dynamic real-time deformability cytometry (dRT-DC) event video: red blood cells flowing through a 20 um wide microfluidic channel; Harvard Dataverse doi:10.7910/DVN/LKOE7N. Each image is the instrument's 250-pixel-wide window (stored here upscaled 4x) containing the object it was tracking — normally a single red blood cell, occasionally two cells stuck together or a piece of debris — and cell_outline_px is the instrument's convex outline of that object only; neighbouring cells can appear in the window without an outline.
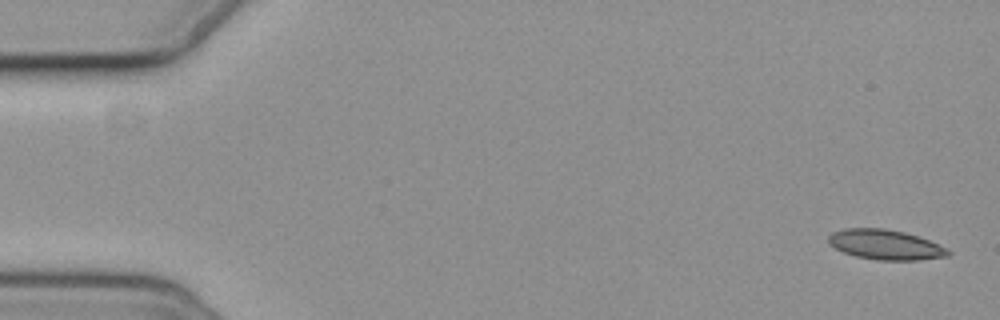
{"species": "common noctule bat (a hibernating species)", "species_latin": "Nyctalus noctula", "temperature_condition": "cold", "stored_images_in_passage": 6, "camera_frame_rate_fps": 3000, "um_per_image_px": 0.085, "animal": {"sex": "female", "body_mass_g": 19.3, "forearm_length_mm": 54.1}, "frame": {"image": 1, "passage_image": 1, "time_ms": 0.0, "image_size_px": [1000, 320], "cell_outline_px": [[952, 252], [948, 256], [920, 260], [876, 260], [856, 256], [844, 252], [828, 244], [828, 236], [832, 232], [844, 228], [884, 228], [904, 232], [928, 240], [948, 248]], "centroid_in_image_um": [75.26, 20.8], "position_along_channel_um": 9.7, "area_um2": 20.92}}